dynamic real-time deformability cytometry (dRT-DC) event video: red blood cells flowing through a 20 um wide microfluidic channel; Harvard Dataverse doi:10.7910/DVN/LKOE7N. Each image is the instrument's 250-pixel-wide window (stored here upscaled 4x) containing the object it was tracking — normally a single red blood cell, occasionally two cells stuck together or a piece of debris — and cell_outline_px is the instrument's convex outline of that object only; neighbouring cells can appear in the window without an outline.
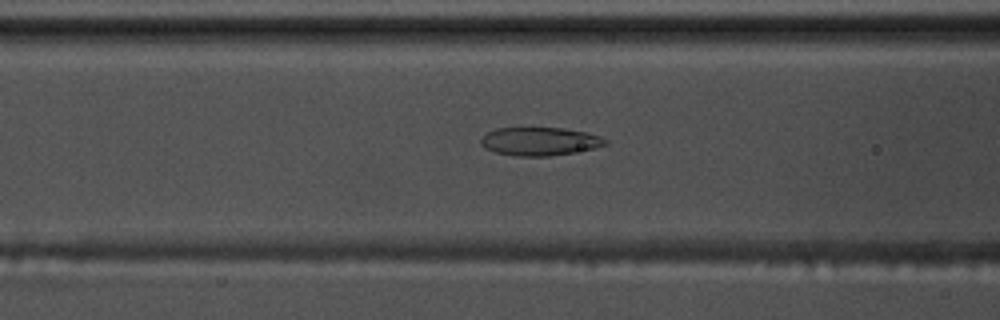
{"species": "common noctule bat (a hibernating species)", "species_latin": "Nyctalus noctula", "temperature_condition": "warm", "stored_images_in_passage": 56, "camera_frame_rate_fps": 3000, "um_per_image_px": 0.085, "animal": {"sex": "male", "body_mass_g": 17.5, "forearm_length_mm": 52.3}, "frame": {"image": 1, "passage_image": 22, "time_ms": 7.0, "image_size_px": [1000, 320], "cell_outline_px": [[608, 144], [596, 148], [552, 156], [516, 156], [496, 152], [484, 148], [480, 144], [480, 140], [488, 132], [496, 128], [564, 128], [584, 132], [600, 136], [608, 140]], "centroid_in_image_um": [45.89, 12.02], "position_along_channel_um": 120.7, "area_um2": 20.52}}
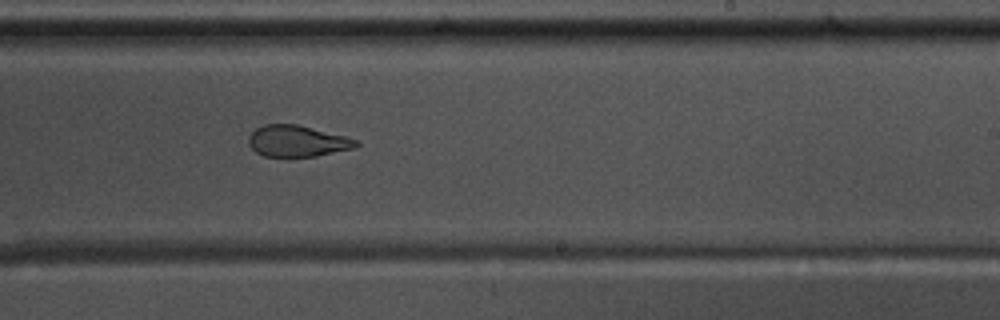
{"frame": {"image": 2, "passage_image": 34, "time_ms": 11.0, "image_size_px": [1000, 320], "cell_outline_px": [[360, 144], [356, 148], [316, 156], [264, 156], [256, 152], [248, 144], [248, 136], [256, 128], [264, 124], [296, 124], [348, 136], [356, 140]], "centroid_in_image_um": [25.29, 11.98], "position_along_channel_um": 263.7, "area_um2": 19.71}}
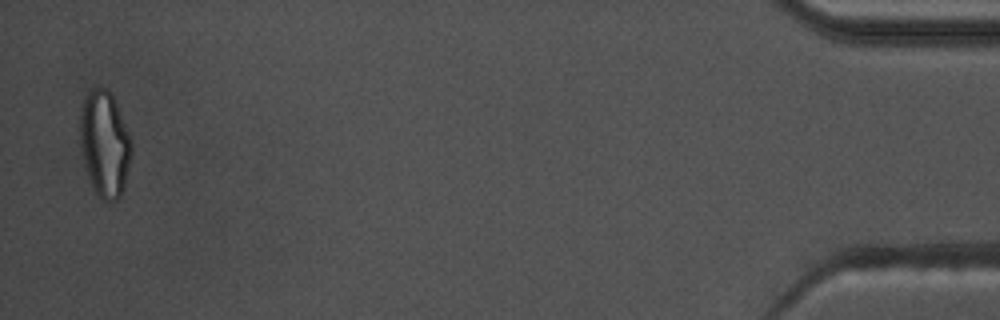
{"frame": {"image": 3, "passage_image": 55, "time_ms": 18.0, "image_size_px": [1000, 320], "cell_outline_px": [[132, 152], [124, 188], [120, 196], [116, 200], [104, 200], [96, 192], [88, 176], [80, 144], [80, 112], [84, 96], [92, 88], [104, 88], [112, 96], [116, 104], [132, 144]], "centroid_in_image_um": [8.89, 12.22], "position_along_channel_um": 426.3, "area_um2": 31.15}, "authors_computed_cell_mechanics": {"area_um2": 22.1374, "velocity_mm_per_s": 3.5829, "shape_relaxation_time_tau1_ms": null, "shape_relaxation_time_tau2_ms": 1.788, "deformation_change_tau1": null, "deformation_change_tau2": 0.0966}}